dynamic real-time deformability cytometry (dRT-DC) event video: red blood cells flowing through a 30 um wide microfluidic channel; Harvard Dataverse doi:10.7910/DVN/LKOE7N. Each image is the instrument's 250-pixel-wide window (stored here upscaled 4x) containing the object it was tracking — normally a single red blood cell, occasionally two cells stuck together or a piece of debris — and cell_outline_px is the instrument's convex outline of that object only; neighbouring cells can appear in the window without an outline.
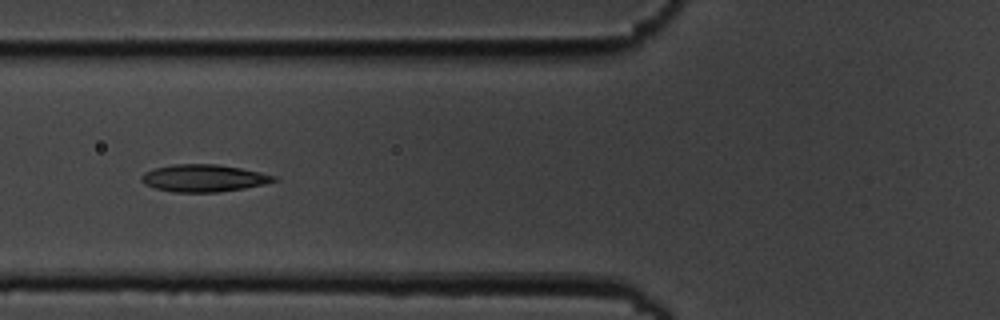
{"species": "common noctule bat (a hibernating species)", "species_latin": "Nyctalus noctula", "temperature_condition": "cold", "stored_images_in_passage": 9, "camera_frame_rate_fps": 3000, "um_per_image_px": 0.085, "animal": {"sex": "male", "body_mass_g": 19.5, "forearm_length_mm": 54.6}, "frame": {"image": 1, "passage_image": 7, "time_ms": 7.0, "image_size_px": [1000, 320], "cell_outline_px": [[280, 180], [264, 184], [244, 188], [220, 192], [172, 192], [156, 188], [144, 184], [140, 180], [140, 176], [144, 172], [156, 168], [172, 164], [216, 164], [240, 168], [260, 172], [276, 176]], "centroid_in_image_um": [17.31, 15.14], "position_along_channel_um": 108.5, "area_um2": 21.1}}
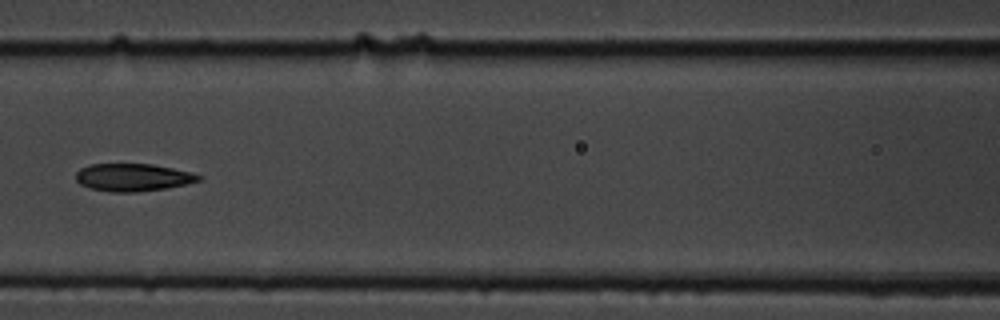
{"frame": {"image": 2, "passage_image": 8, "time_ms": 8.333, "image_size_px": [1000, 320], "cell_outline_px": [[204, 176], [200, 180], [168, 188], [136, 192], [112, 192], [92, 188], [80, 184], [76, 180], [76, 172], [80, 168], [88, 164], [152, 164], [172, 168]], "centroid_in_image_um": [11.27, 15.07], "position_along_channel_um": 155.3, "area_um2": 19.65}}
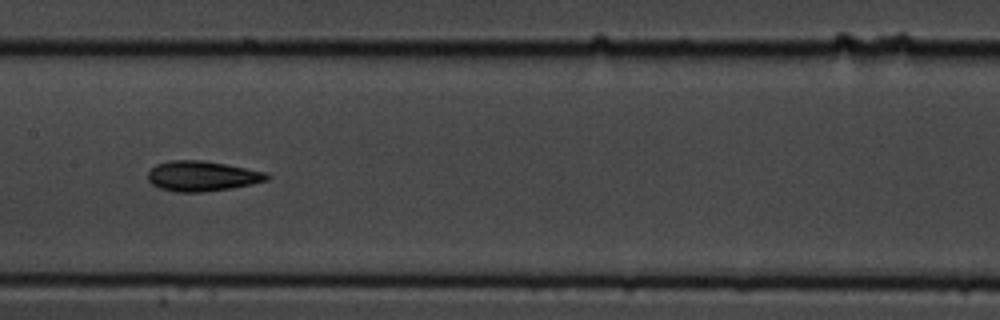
{"frame": {"image": 3, "passage_image": 9, "time_ms": 9.333, "image_size_px": [1000, 320], "cell_outline_px": [[272, 176], [268, 180], [252, 184], [232, 188], [204, 192], [176, 192], [160, 188], [152, 184], [148, 180], [148, 172], [156, 164], [168, 160], [200, 160], [224, 164], [268, 172]], "centroid_in_image_um": [17.2, 14.97], "position_along_channel_um": 190.2, "area_um2": 21.04}}